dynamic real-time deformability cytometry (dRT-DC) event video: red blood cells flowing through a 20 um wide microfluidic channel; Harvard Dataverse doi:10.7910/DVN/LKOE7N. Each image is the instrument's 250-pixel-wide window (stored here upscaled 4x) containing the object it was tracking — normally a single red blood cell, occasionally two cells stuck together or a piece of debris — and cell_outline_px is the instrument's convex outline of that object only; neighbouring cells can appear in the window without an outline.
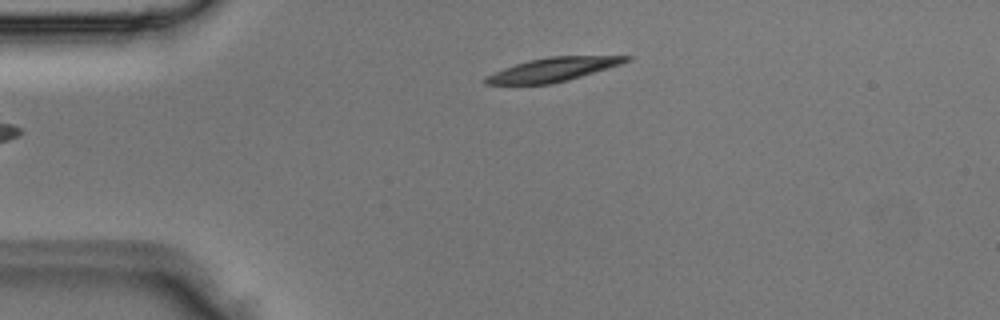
{"species": "Egyptian fruit bat (a non-hibernating species)", "species_latin": "Rousettus aegyptiacus", "temperature_condition": "room temperature", "stored_images_in_passage": 5, "camera_frame_rate_fps": 3000, "um_per_image_px": 0.085, "animal": {"sex": "male"}, "frame": {"image": 1, "passage_image": 5, "time_ms": 1.333, "image_size_px": [1000, 320], "cell_outline_px": [[632, 60], [620, 64], [568, 80], [552, 84], [484, 84], [480, 80], [484, 76], [504, 68], [528, 60], [548, 56], [632, 56]], "centroid_in_image_um": [46.95, 5.91], "position_along_channel_um": 38.1, "area_um2": 19.42}}